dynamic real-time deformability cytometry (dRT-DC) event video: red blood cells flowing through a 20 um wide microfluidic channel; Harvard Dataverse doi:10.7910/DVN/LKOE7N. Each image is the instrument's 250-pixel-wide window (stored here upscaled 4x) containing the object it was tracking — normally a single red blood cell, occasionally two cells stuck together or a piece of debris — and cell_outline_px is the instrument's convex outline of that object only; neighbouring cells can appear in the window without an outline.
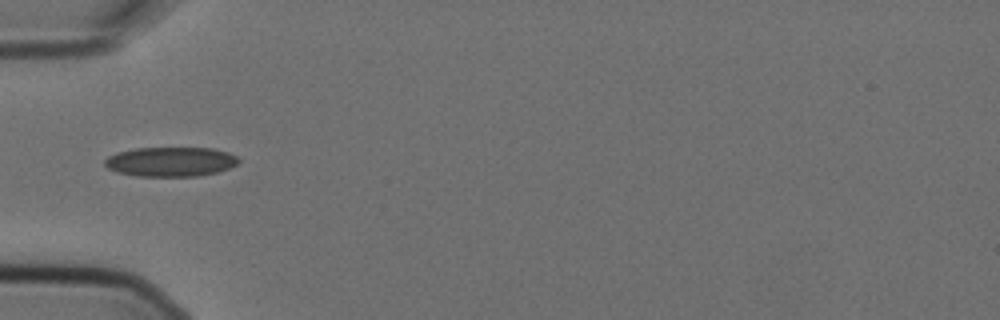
{"species": "Egyptian fruit bat (a non-hibernating species)", "species_latin": "Rousettus aegyptiacus", "temperature_condition": "cold", "stored_images_in_passage": 1, "camera_frame_rate_fps": 3000, "um_per_image_px": 0.085, "animal": {"sex": "female"}, "frame": {"image": 1, "passage_image": 1, "time_ms": 0.0, "image_size_px": [1000, 320], "cell_outline_px": [[240, 160], [236, 164], [228, 168], [216, 172], [196, 176], [136, 176], [116, 172], [108, 168], [104, 164], [104, 160], [108, 156], [116, 152], [136, 148], [212, 148], [228, 152], [236, 156]], "centroid_in_image_um": [14.47, 13.74], "position_along_channel_um": 70.5, "area_um2": 23.0}}